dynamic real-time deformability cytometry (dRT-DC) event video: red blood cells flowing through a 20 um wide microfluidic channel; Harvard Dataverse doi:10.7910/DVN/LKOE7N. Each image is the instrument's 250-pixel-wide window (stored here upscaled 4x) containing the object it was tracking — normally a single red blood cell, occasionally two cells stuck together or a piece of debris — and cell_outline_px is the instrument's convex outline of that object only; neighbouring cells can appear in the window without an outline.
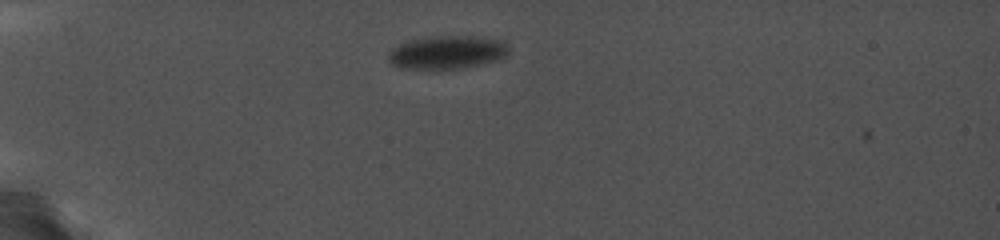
{"species": "common noctule bat (a hibernating species)", "species_latin": "Nyctalus noctula", "temperature_condition": "cold", "stored_images_in_passage": 17, "camera_frame_rate_fps": 5000, "um_per_image_px": 0.085, "animal": {"sex": "female", "body_mass_g": 19.0, "forearm_length_mm": 56.7}, "frame": {"image": 1, "passage_image": 14, "time_ms": 1.8, "image_size_px": [1000, 240], "cell_outline_px": [[508, 56], [500, 60], [460, 68], [400, 68], [392, 64], [388, 60], [388, 52], [392, 48], [408, 40], [424, 36], [472, 36], [504, 40], [508, 48]], "centroid_in_image_um": [38.01, 4.43], "position_along_channel_um": 47.0, "area_um2": 23.47}}